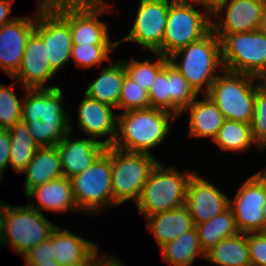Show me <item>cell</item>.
I'll return each mask as SVG.
<instances>
[{
  "label": "cell",
  "instance_id": "6da1fadb",
  "mask_svg": "<svg viewBox=\"0 0 266 266\" xmlns=\"http://www.w3.org/2000/svg\"><path fill=\"white\" fill-rule=\"evenodd\" d=\"M24 91L21 121L39 147L56 146L68 132L72 133L71 115L64 110L60 87Z\"/></svg>",
  "mask_w": 266,
  "mask_h": 266
},
{
  "label": "cell",
  "instance_id": "7a4b0ae2",
  "mask_svg": "<svg viewBox=\"0 0 266 266\" xmlns=\"http://www.w3.org/2000/svg\"><path fill=\"white\" fill-rule=\"evenodd\" d=\"M117 115V135L113 146L127 152L147 154L160 146L172 132V122L178 118L158 108L129 110Z\"/></svg>",
  "mask_w": 266,
  "mask_h": 266
},
{
  "label": "cell",
  "instance_id": "3957f363",
  "mask_svg": "<svg viewBox=\"0 0 266 266\" xmlns=\"http://www.w3.org/2000/svg\"><path fill=\"white\" fill-rule=\"evenodd\" d=\"M168 59L197 94H206L219 75L217 69H224L220 39L212 30L201 40L173 52Z\"/></svg>",
  "mask_w": 266,
  "mask_h": 266
},
{
  "label": "cell",
  "instance_id": "277c9868",
  "mask_svg": "<svg viewBox=\"0 0 266 266\" xmlns=\"http://www.w3.org/2000/svg\"><path fill=\"white\" fill-rule=\"evenodd\" d=\"M195 172L196 170L181 172L174 166L166 167L159 161L136 202L144 218L184 206L187 184Z\"/></svg>",
  "mask_w": 266,
  "mask_h": 266
},
{
  "label": "cell",
  "instance_id": "5b68a950",
  "mask_svg": "<svg viewBox=\"0 0 266 266\" xmlns=\"http://www.w3.org/2000/svg\"><path fill=\"white\" fill-rule=\"evenodd\" d=\"M220 73L222 74L217 76L206 95L226 119L250 124L256 90L265 80L225 69Z\"/></svg>",
  "mask_w": 266,
  "mask_h": 266
},
{
  "label": "cell",
  "instance_id": "8992f818",
  "mask_svg": "<svg viewBox=\"0 0 266 266\" xmlns=\"http://www.w3.org/2000/svg\"><path fill=\"white\" fill-rule=\"evenodd\" d=\"M47 2L69 23L73 45L118 44V41L110 40L107 24L99 18L106 12H112L105 0Z\"/></svg>",
  "mask_w": 266,
  "mask_h": 266
},
{
  "label": "cell",
  "instance_id": "52a82bcc",
  "mask_svg": "<svg viewBox=\"0 0 266 266\" xmlns=\"http://www.w3.org/2000/svg\"><path fill=\"white\" fill-rule=\"evenodd\" d=\"M56 226L28 204L11 206L3 202L4 244L20 257L48 239Z\"/></svg>",
  "mask_w": 266,
  "mask_h": 266
},
{
  "label": "cell",
  "instance_id": "ba28073f",
  "mask_svg": "<svg viewBox=\"0 0 266 266\" xmlns=\"http://www.w3.org/2000/svg\"><path fill=\"white\" fill-rule=\"evenodd\" d=\"M73 195L81 212L100 214L115 206L112 193L110 147L80 174L70 178Z\"/></svg>",
  "mask_w": 266,
  "mask_h": 266
},
{
  "label": "cell",
  "instance_id": "9c48e42d",
  "mask_svg": "<svg viewBox=\"0 0 266 266\" xmlns=\"http://www.w3.org/2000/svg\"><path fill=\"white\" fill-rule=\"evenodd\" d=\"M220 39L225 70L253 75L266 81V34L259 29L234 34H215Z\"/></svg>",
  "mask_w": 266,
  "mask_h": 266
},
{
  "label": "cell",
  "instance_id": "30bf717a",
  "mask_svg": "<svg viewBox=\"0 0 266 266\" xmlns=\"http://www.w3.org/2000/svg\"><path fill=\"white\" fill-rule=\"evenodd\" d=\"M195 5L186 0H170L163 56L201 40L212 30L211 12L207 8L196 9Z\"/></svg>",
  "mask_w": 266,
  "mask_h": 266
},
{
  "label": "cell",
  "instance_id": "8fae6325",
  "mask_svg": "<svg viewBox=\"0 0 266 266\" xmlns=\"http://www.w3.org/2000/svg\"><path fill=\"white\" fill-rule=\"evenodd\" d=\"M112 193L115 206L138 201L141 190L159 162L152 154L127 152L110 146Z\"/></svg>",
  "mask_w": 266,
  "mask_h": 266
},
{
  "label": "cell",
  "instance_id": "7c38bea8",
  "mask_svg": "<svg viewBox=\"0 0 266 266\" xmlns=\"http://www.w3.org/2000/svg\"><path fill=\"white\" fill-rule=\"evenodd\" d=\"M34 31L42 38L49 64L57 73L71 59L73 41L69 23L47 0H40Z\"/></svg>",
  "mask_w": 266,
  "mask_h": 266
},
{
  "label": "cell",
  "instance_id": "4fadbf2b",
  "mask_svg": "<svg viewBox=\"0 0 266 266\" xmlns=\"http://www.w3.org/2000/svg\"><path fill=\"white\" fill-rule=\"evenodd\" d=\"M132 27L118 46L126 41L137 43L149 53L163 55V38L166 29L170 0H140Z\"/></svg>",
  "mask_w": 266,
  "mask_h": 266
},
{
  "label": "cell",
  "instance_id": "5bb4252c",
  "mask_svg": "<svg viewBox=\"0 0 266 266\" xmlns=\"http://www.w3.org/2000/svg\"><path fill=\"white\" fill-rule=\"evenodd\" d=\"M266 202V180L257 172L240 186L229 207L240 233L263 232V211Z\"/></svg>",
  "mask_w": 266,
  "mask_h": 266
},
{
  "label": "cell",
  "instance_id": "9a60e30c",
  "mask_svg": "<svg viewBox=\"0 0 266 266\" xmlns=\"http://www.w3.org/2000/svg\"><path fill=\"white\" fill-rule=\"evenodd\" d=\"M263 3L264 0L224 1L211 13L212 31L215 34H234L258 30Z\"/></svg>",
  "mask_w": 266,
  "mask_h": 266
},
{
  "label": "cell",
  "instance_id": "2e32d148",
  "mask_svg": "<svg viewBox=\"0 0 266 266\" xmlns=\"http://www.w3.org/2000/svg\"><path fill=\"white\" fill-rule=\"evenodd\" d=\"M37 7L33 18L16 17L10 23L0 26V70L12 78L20 68L26 42L35 29Z\"/></svg>",
  "mask_w": 266,
  "mask_h": 266
},
{
  "label": "cell",
  "instance_id": "e0dca14e",
  "mask_svg": "<svg viewBox=\"0 0 266 266\" xmlns=\"http://www.w3.org/2000/svg\"><path fill=\"white\" fill-rule=\"evenodd\" d=\"M230 198L204 177L191 176L187 184L185 206L194 225L207 222L229 208Z\"/></svg>",
  "mask_w": 266,
  "mask_h": 266
},
{
  "label": "cell",
  "instance_id": "ac0fdd59",
  "mask_svg": "<svg viewBox=\"0 0 266 266\" xmlns=\"http://www.w3.org/2000/svg\"><path fill=\"white\" fill-rule=\"evenodd\" d=\"M56 72L47 59L46 48L42 38L33 31L26 42L24 56L20 68L12 77L16 84L27 89H45L58 86H45Z\"/></svg>",
  "mask_w": 266,
  "mask_h": 266
},
{
  "label": "cell",
  "instance_id": "d6986e66",
  "mask_svg": "<svg viewBox=\"0 0 266 266\" xmlns=\"http://www.w3.org/2000/svg\"><path fill=\"white\" fill-rule=\"evenodd\" d=\"M83 95L84 99L77 108L79 130L97 141L108 135L109 138L100 143L106 147L113 146L117 135L116 108Z\"/></svg>",
  "mask_w": 266,
  "mask_h": 266
},
{
  "label": "cell",
  "instance_id": "ffe728a7",
  "mask_svg": "<svg viewBox=\"0 0 266 266\" xmlns=\"http://www.w3.org/2000/svg\"><path fill=\"white\" fill-rule=\"evenodd\" d=\"M68 132L56 145L60 155L63 176L74 177L90 167L94 161L106 150V146L92 138H78L71 140Z\"/></svg>",
  "mask_w": 266,
  "mask_h": 266
},
{
  "label": "cell",
  "instance_id": "44dd1931",
  "mask_svg": "<svg viewBox=\"0 0 266 266\" xmlns=\"http://www.w3.org/2000/svg\"><path fill=\"white\" fill-rule=\"evenodd\" d=\"M26 196L29 199L28 201L37 198V203L29 202L28 205L41 213L44 210L52 213L80 212L73 195L71 181L64 176L31 189Z\"/></svg>",
  "mask_w": 266,
  "mask_h": 266
},
{
  "label": "cell",
  "instance_id": "7402d4cb",
  "mask_svg": "<svg viewBox=\"0 0 266 266\" xmlns=\"http://www.w3.org/2000/svg\"><path fill=\"white\" fill-rule=\"evenodd\" d=\"M202 100L196 98L181 111L187 113L189 111V134L190 138H211L213 141L218 134L219 129L226 120L213 100L204 94Z\"/></svg>",
  "mask_w": 266,
  "mask_h": 266
},
{
  "label": "cell",
  "instance_id": "603a6c76",
  "mask_svg": "<svg viewBox=\"0 0 266 266\" xmlns=\"http://www.w3.org/2000/svg\"><path fill=\"white\" fill-rule=\"evenodd\" d=\"M58 225L53 230L54 260L62 265L90 263L98 252V247L92 241L71 233Z\"/></svg>",
  "mask_w": 266,
  "mask_h": 266
},
{
  "label": "cell",
  "instance_id": "cb8c5ba5",
  "mask_svg": "<svg viewBox=\"0 0 266 266\" xmlns=\"http://www.w3.org/2000/svg\"><path fill=\"white\" fill-rule=\"evenodd\" d=\"M145 219L149 222L147 223L148 230L151 231L160 247L174 241L184 232L195 227L189 210L185 205L176 209L155 213Z\"/></svg>",
  "mask_w": 266,
  "mask_h": 266
},
{
  "label": "cell",
  "instance_id": "d4e9b609",
  "mask_svg": "<svg viewBox=\"0 0 266 266\" xmlns=\"http://www.w3.org/2000/svg\"><path fill=\"white\" fill-rule=\"evenodd\" d=\"M26 175L24 192L63 176L60 155L56 146L40 147L27 167L21 172Z\"/></svg>",
  "mask_w": 266,
  "mask_h": 266
},
{
  "label": "cell",
  "instance_id": "484cf974",
  "mask_svg": "<svg viewBox=\"0 0 266 266\" xmlns=\"http://www.w3.org/2000/svg\"><path fill=\"white\" fill-rule=\"evenodd\" d=\"M110 64L101 70L93 82L88 84L84 94L118 109L119 97L127 73L121 59Z\"/></svg>",
  "mask_w": 266,
  "mask_h": 266
},
{
  "label": "cell",
  "instance_id": "4316f807",
  "mask_svg": "<svg viewBox=\"0 0 266 266\" xmlns=\"http://www.w3.org/2000/svg\"><path fill=\"white\" fill-rule=\"evenodd\" d=\"M162 260L170 266H192L196 257L205 259L196 228H192L174 241L160 247Z\"/></svg>",
  "mask_w": 266,
  "mask_h": 266
},
{
  "label": "cell",
  "instance_id": "83f0119b",
  "mask_svg": "<svg viewBox=\"0 0 266 266\" xmlns=\"http://www.w3.org/2000/svg\"><path fill=\"white\" fill-rule=\"evenodd\" d=\"M205 260L220 266H251L247 233L220 240L206 252Z\"/></svg>",
  "mask_w": 266,
  "mask_h": 266
},
{
  "label": "cell",
  "instance_id": "f1b7e54d",
  "mask_svg": "<svg viewBox=\"0 0 266 266\" xmlns=\"http://www.w3.org/2000/svg\"><path fill=\"white\" fill-rule=\"evenodd\" d=\"M213 142L225 152L242 153L250 150L253 145L263 151L253 139L250 124L228 119L224 121Z\"/></svg>",
  "mask_w": 266,
  "mask_h": 266
},
{
  "label": "cell",
  "instance_id": "f546056e",
  "mask_svg": "<svg viewBox=\"0 0 266 266\" xmlns=\"http://www.w3.org/2000/svg\"><path fill=\"white\" fill-rule=\"evenodd\" d=\"M202 250L206 253L220 240L240 233L237 229L234 214L229 207L211 220L195 225Z\"/></svg>",
  "mask_w": 266,
  "mask_h": 266
},
{
  "label": "cell",
  "instance_id": "4dcf8cb0",
  "mask_svg": "<svg viewBox=\"0 0 266 266\" xmlns=\"http://www.w3.org/2000/svg\"><path fill=\"white\" fill-rule=\"evenodd\" d=\"M8 131L10 134L9 166L16 173L21 174L40 147L33 141L25 122L16 123Z\"/></svg>",
  "mask_w": 266,
  "mask_h": 266
},
{
  "label": "cell",
  "instance_id": "1f68e13d",
  "mask_svg": "<svg viewBox=\"0 0 266 266\" xmlns=\"http://www.w3.org/2000/svg\"><path fill=\"white\" fill-rule=\"evenodd\" d=\"M157 56V60L152 62L150 59L138 61V59L123 60L127 76L138 83L144 90L149 92L158 72L169 62L167 56L160 53H152Z\"/></svg>",
  "mask_w": 266,
  "mask_h": 266
},
{
  "label": "cell",
  "instance_id": "d6a6232c",
  "mask_svg": "<svg viewBox=\"0 0 266 266\" xmlns=\"http://www.w3.org/2000/svg\"><path fill=\"white\" fill-rule=\"evenodd\" d=\"M182 74L169 63V112L178 118L197 96Z\"/></svg>",
  "mask_w": 266,
  "mask_h": 266
},
{
  "label": "cell",
  "instance_id": "836d02e7",
  "mask_svg": "<svg viewBox=\"0 0 266 266\" xmlns=\"http://www.w3.org/2000/svg\"><path fill=\"white\" fill-rule=\"evenodd\" d=\"M118 44H89V45H73L71 50V59L78 67L89 68L99 66L104 61L110 60L111 51Z\"/></svg>",
  "mask_w": 266,
  "mask_h": 266
},
{
  "label": "cell",
  "instance_id": "e575fe53",
  "mask_svg": "<svg viewBox=\"0 0 266 266\" xmlns=\"http://www.w3.org/2000/svg\"><path fill=\"white\" fill-rule=\"evenodd\" d=\"M14 85L9 87L0 84V129L9 130L21 121L22 100L18 99L13 90Z\"/></svg>",
  "mask_w": 266,
  "mask_h": 266
},
{
  "label": "cell",
  "instance_id": "d590c367",
  "mask_svg": "<svg viewBox=\"0 0 266 266\" xmlns=\"http://www.w3.org/2000/svg\"><path fill=\"white\" fill-rule=\"evenodd\" d=\"M250 125L254 141L264 151L266 149V81L256 90Z\"/></svg>",
  "mask_w": 266,
  "mask_h": 266
},
{
  "label": "cell",
  "instance_id": "8d00e7d4",
  "mask_svg": "<svg viewBox=\"0 0 266 266\" xmlns=\"http://www.w3.org/2000/svg\"><path fill=\"white\" fill-rule=\"evenodd\" d=\"M147 108H151L148 92L126 75L119 97L118 109L126 112Z\"/></svg>",
  "mask_w": 266,
  "mask_h": 266
},
{
  "label": "cell",
  "instance_id": "74e56055",
  "mask_svg": "<svg viewBox=\"0 0 266 266\" xmlns=\"http://www.w3.org/2000/svg\"><path fill=\"white\" fill-rule=\"evenodd\" d=\"M148 97L151 108L169 111V62L158 72Z\"/></svg>",
  "mask_w": 266,
  "mask_h": 266
},
{
  "label": "cell",
  "instance_id": "f35d334b",
  "mask_svg": "<svg viewBox=\"0 0 266 266\" xmlns=\"http://www.w3.org/2000/svg\"><path fill=\"white\" fill-rule=\"evenodd\" d=\"M251 266H266V232L247 233Z\"/></svg>",
  "mask_w": 266,
  "mask_h": 266
},
{
  "label": "cell",
  "instance_id": "ab89813d",
  "mask_svg": "<svg viewBox=\"0 0 266 266\" xmlns=\"http://www.w3.org/2000/svg\"><path fill=\"white\" fill-rule=\"evenodd\" d=\"M53 254V231L50 237L38 246L31 249L22 258L25 264H37L38 262H46L54 260Z\"/></svg>",
  "mask_w": 266,
  "mask_h": 266
},
{
  "label": "cell",
  "instance_id": "60d3db41",
  "mask_svg": "<svg viewBox=\"0 0 266 266\" xmlns=\"http://www.w3.org/2000/svg\"><path fill=\"white\" fill-rule=\"evenodd\" d=\"M10 134L7 129H0V182L10 161Z\"/></svg>",
  "mask_w": 266,
  "mask_h": 266
},
{
  "label": "cell",
  "instance_id": "b9f144b4",
  "mask_svg": "<svg viewBox=\"0 0 266 266\" xmlns=\"http://www.w3.org/2000/svg\"><path fill=\"white\" fill-rule=\"evenodd\" d=\"M99 257V258H98ZM117 258H113V256H110L106 254H102V256H98V252L92 257L90 266H124L121 261L116 260ZM126 266V265H125Z\"/></svg>",
  "mask_w": 266,
  "mask_h": 266
},
{
  "label": "cell",
  "instance_id": "7bdbcfd3",
  "mask_svg": "<svg viewBox=\"0 0 266 266\" xmlns=\"http://www.w3.org/2000/svg\"><path fill=\"white\" fill-rule=\"evenodd\" d=\"M13 3L14 0H0V26L10 23L16 18L9 17Z\"/></svg>",
  "mask_w": 266,
  "mask_h": 266
},
{
  "label": "cell",
  "instance_id": "ee69618b",
  "mask_svg": "<svg viewBox=\"0 0 266 266\" xmlns=\"http://www.w3.org/2000/svg\"><path fill=\"white\" fill-rule=\"evenodd\" d=\"M196 5H201V8H207L211 13L226 0H186Z\"/></svg>",
  "mask_w": 266,
  "mask_h": 266
},
{
  "label": "cell",
  "instance_id": "f6af8a7d",
  "mask_svg": "<svg viewBox=\"0 0 266 266\" xmlns=\"http://www.w3.org/2000/svg\"><path fill=\"white\" fill-rule=\"evenodd\" d=\"M259 30L262 33L266 34V0H264V3H263V9H262V15H261Z\"/></svg>",
  "mask_w": 266,
  "mask_h": 266
},
{
  "label": "cell",
  "instance_id": "bcb514c9",
  "mask_svg": "<svg viewBox=\"0 0 266 266\" xmlns=\"http://www.w3.org/2000/svg\"><path fill=\"white\" fill-rule=\"evenodd\" d=\"M4 247V240H3V201L0 200V248Z\"/></svg>",
  "mask_w": 266,
  "mask_h": 266
},
{
  "label": "cell",
  "instance_id": "7dc6e473",
  "mask_svg": "<svg viewBox=\"0 0 266 266\" xmlns=\"http://www.w3.org/2000/svg\"><path fill=\"white\" fill-rule=\"evenodd\" d=\"M25 266H61L55 260H50L46 262H38L37 264H25Z\"/></svg>",
  "mask_w": 266,
  "mask_h": 266
},
{
  "label": "cell",
  "instance_id": "c3c4849f",
  "mask_svg": "<svg viewBox=\"0 0 266 266\" xmlns=\"http://www.w3.org/2000/svg\"><path fill=\"white\" fill-rule=\"evenodd\" d=\"M263 211V232H266V202L262 208Z\"/></svg>",
  "mask_w": 266,
  "mask_h": 266
},
{
  "label": "cell",
  "instance_id": "681fc988",
  "mask_svg": "<svg viewBox=\"0 0 266 266\" xmlns=\"http://www.w3.org/2000/svg\"><path fill=\"white\" fill-rule=\"evenodd\" d=\"M62 266H90V263H84V264H71V265H62Z\"/></svg>",
  "mask_w": 266,
  "mask_h": 266
},
{
  "label": "cell",
  "instance_id": "f907efd6",
  "mask_svg": "<svg viewBox=\"0 0 266 266\" xmlns=\"http://www.w3.org/2000/svg\"><path fill=\"white\" fill-rule=\"evenodd\" d=\"M259 173L263 176V178L266 180V171H259Z\"/></svg>",
  "mask_w": 266,
  "mask_h": 266
}]
</instances>
